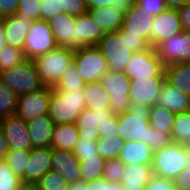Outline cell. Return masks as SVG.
<instances>
[{
  "mask_svg": "<svg viewBox=\"0 0 190 190\" xmlns=\"http://www.w3.org/2000/svg\"><path fill=\"white\" fill-rule=\"evenodd\" d=\"M9 152L8 143L6 141L3 130L0 127V160L4 159Z\"/></svg>",
  "mask_w": 190,
  "mask_h": 190,
  "instance_id": "obj_55",
  "label": "cell"
},
{
  "mask_svg": "<svg viewBox=\"0 0 190 190\" xmlns=\"http://www.w3.org/2000/svg\"><path fill=\"white\" fill-rule=\"evenodd\" d=\"M57 46L48 21L39 19L35 20L28 30L23 51L26 59L33 60Z\"/></svg>",
  "mask_w": 190,
  "mask_h": 190,
  "instance_id": "obj_10",
  "label": "cell"
},
{
  "mask_svg": "<svg viewBox=\"0 0 190 190\" xmlns=\"http://www.w3.org/2000/svg\"><path fill=\"white\" fill-rule=\"evenodd\" d=\"M105 32L93 21L87 11L76 17V49L86 46H97Z\"/></svg>",
  "mask_w": 190,
  "mask_h": 190,
  "instance_id": "obj_21",
  "label": "cell"
},
{
  "mask_svg": "<svg viewBox=\"0 0 190 190\" xmlns=\"http://www.w3.org/2000/svg\"><path fill=\"white\" fill-rule=\"evenodd\" d=\"M80 176L85 182H91L97 178L103 177V169L106 160L100 155L90 157H80Z\"/></svg>",
  "mask_w": 190,
  "mask_h": 190,
  "instance_id": "obj_31",
  "label": "cell"
},
{
  "mask_svg": "<svg viewBox=\"0 0 190 190\" xmlns=\"http://www.w3.org/2000/svg\"><path fill=\"white\" fill-rule=\"evenodd\" d=\"M63 13L60 0H42L40 20L48 21L57 14Z\"/></svg>",
  "mask_w": 190,
  "mask_h": 190,
  "instance_id": "obj_46",
  "label": "cell"
},
{
  "mask_svg": "<svg viewBox=\"0 0 190 190\" xmlns=\"http://www.w3.org/2000/svg\"><path fill=\"white\" fill-rule=\"evenodd\" d=\"M79 139L76 123L55 124L51 147L58 150L72 151Z\"/></svg>",
  "mask_w": 190,
  "mask_h": 190,
  "instance_id": "obj_28",
  "label": "cell"
},
{
  "mask_svg": "<svg viewBox=\"0 0 190 190\" xmlns=\"http://www.w3.org/2000/svg\"><path fill=\"white\" fill-rule=\"evenodd\" d=\"M52 171L59 173L67 183L80 180V163L72 151L52 148Z\"/></svg>",
  "mask_w": 190,
  "mask_h": 190,
  "instance_id": "obj_20",
  "label": "cell"
},
{
  "mask_svg": "<svg viewBox=\"0 0 190 190\" xmlns=\"http://www.w3.org/2000/svg\"><path fill=\"white\" fill-rule=\"evenodd\" d=\"M118 159L126 164L152 165L153 151L141 141H125Z\"/></svg>",
  "mask_w": 190,
  "mask_h": 190,
  "instance_id": "obj_26",
  "label": "cell"
},
{
  "mask_svg": "<svg viewBox=\"0 0 190 190\" xmlns=\"http://www.w3.org/2000/svg\"><path fill=\"white\" fill-rule=\"evenodd\" d=\"M50 99V87H43L40 90L22 94L18 96L14 114L26 122L38 116L48 115Z\"/></svg>",
  "mask_w": 190,
  "mask_h": 190,
  "instance_id": "obj_12",
  "label": "cell"
},
{
  "mask_svg": "<svg viewBox=\"0 0 190 190\" xmlns=\"http://www.w3.org/2000/svg\"><path fill=\"white\" fill-rule=\"evenodd\" d=\"M165 82V77H148L143 79H130V102L153 106Z\"/></svg>",
  "mask_w": 190,
  "mask_h": 190,
  "instance_id": "obj_14",
  "label": "cell"
},
{
  "mask_svg": "<svg viewBox=\"0 0 190 190\" xmlns=\"http://www.w3.org/2000/svg\"><path fill=\"white\" fill-rule=\"evenodd\" d=\"M154 16L136 2L131 5L123 17L122 28L129 34L139 35L150 44V26Z\"/></svg>",
  "mask_w": 190,
  "mask_h": 190,
  "instance_id": "obj_18",
  "label": "cell"
},
{
  "mask_svg": "<svg viewBox=\"0 0 190 190\" xmlns=\"http://www.w3.org/2000/svg\"><path fill=\"white\" fill-rule=\"evenodd\" d=\"M93 21L105 32H117L122 28L123 15L116 12L112 6L87 9Z\"/></svg>",
  "mask_w": 190,
  "mask_h": 190,
  "instance_id": "obj_27",
  "label": "cell"
},
{
  "mask_svg": "<svg viewBox=\"0 0 190 190\" xmlns=\"http://www.w3.org/2000/svg\"><path fill=\"white\" fill-rule=\"evenodd\" d=\"M124 163L119 159L107 160L103 169V178L109 182H121L124 170Z\"/></svg>",
  "mask_w": 190,
  "mask_h": 190,
  "instance_id": "obj_41",
  "label": "cell"
},
{
  "mask_svg": "<svg viewBox=\"0 0 190 190\" xmlns=\"http://www.w3.org/2000/svg\"><path fill=\"white\" fill-rule=\"evenodd\" d=\"M74 59V49L57 46L55 49L33 59L40 82L53 88Z\"/></svg>",
  "mask_w": 190,
  "mask_h": 190,
  "instance_id": "obj_3",
  "label": "cell"
},
{
  "mask_svg": "<svg viewBox=\"0 0 190 190\" xmlns=\"http://www.w3.org/2000/svg\"><path fill=\"white\" fill-rule=\"evenodd\" d=\"M136 3L153 16H157L167 8L164 0H136Z\"/></svg>",
  "mask_w": 190,
  "mask_h": 190,
  "instance_id": "obj_50",
  "label": "cell"
},
{
  "mask_svg": "<svg viewBox=\"0 0 190 190\" xmlns=\"http://www.w3.org/2000/svg\"><path fill=\"white\" fill-rule=\"evenodd\" d=\"M166 7L171 9L182 8L185 4L190 2V0H164Z\"/></svg>",
  "mask_w": 190,
  "mask_h": 190,
  "instance_id": "obj_56",
  "label": "cell"
},
{
  "mask_svg": "<svg viewBox=\"0 0 190 190\" xmlns=\"http://www.w3.org/2000/svg\"><path fill=\"white\" fill-rule=\"evenodd\" d=\"M30 150H9L5 156L13 172L22 180L24 184V171L29 158Z\"/></svg>",
  "mask_w": 190,
  "mask_h": 190,
  "instance_id": "obj_37",
  "label": "cell"
},
{
  "mask_svg": "<svg viewBox=\"0 0 190 190\" xmlns=\"http://www.w3.org/2000/svg\"><path fill=\"white\" fill-rule=\"evenodd\" d=\"M86 109H110V95L99 82L86 83L83 87Z\"/></svg>",
  "mask_w": 190,
  "mask_h": 190,
  "instance_id": "obj_30",
  "label": "cell"
},
{
  "mask_svg": "<svg viewBox=\"0 0 190 190\" xmlns=\"http://www.w3.org/2000/svg\"><path fill=\"white\" fill-rule=\"evenodd\" d=\"M165 66L159 59L156 48L150 47L142 52L133 53L124 73L130 79L165 77Z\"/></svg>",
  "mask_w": 190,
  "mask_h": 190,
  "instance_id": "obj_8",
  "label": "cell"
},
{
  "mask_svg": "<svg viewBox=\"0 0 190 190\" xmlns=\"http://www.w3.org/2000/svg\"><path fill=\"white\" fill-rule=\"evenodd\" d=\"M17 101L18 95L0 81V121L15 113Z\"/></svg>",
  "mask_w": 190,
  "mask_h": 190,
  "instance_id": "obj_36",
  "label": "cell"
},
{
  "mask_svg": "<svg viewBox=\"0 0 190 190\" xmlns=\"http://www.w3.org/2000/svg\"><path fill=\"white\" fill-rule=\"evenodd\" d=\"M156 51L164 66L190 62V32L182 31L161 42Z\"/></svg>",
  "mask_w": 190,
  "mask_h": 190,
  "instance_id": "obj_11",
  "label": "cell"
},
{
  "mask_svg": "<svg viewBox=\"0 0 190 190\" xmlns=\"http://www.w3.org/2000/svg\"><path fill=\"white\" fill-rule=\"evenodd\" d=\"M61 8H63V12L78 17L87 12L86 5L83 0H60Z\"/></svg>",
  "mask_w": 190,
  "mask_h": 190,
  "instance_id": "obj_48",
  "label": "cell"
},
{
  "mask_svg": "<svg viewBox=\"0 0 190 190\" xmlns=\"http://www.w3.org/2000/svg\"><path fill=\"white\" fill-rule=\"evenodd\" d=\"M19 0H0V19L17 13Z\"/></svg>",
  "mask_w": 190,
  "mask_h": 190,
  "instance_id": "obj_51",
  "label": "cell"
},
{
  "mask_svg": "<svg viewBox=\"0 0 190 190\" xmlns=\"http://www.w3.org/2000/svg\"><path fill=\"white\" fill-rule=\"evenodd\" d=\"M165 81L190 97V64L175 63L165 67Z\"/></svg>",
  "mask_w": 190,
  "mask_h": 190,
  "instance_id": "obj_29",
  "label": "cell"
},
{
  "mask_svg": "<svg viewBox=\"0 0 190 190\" xmlns=\"http://www.w3.org/2000/svg\"><path fill=\"white\" fill-rule=\"evenodd\" d=\"M25 60L26 57L23 50L6 45L0 51V72L14 67Z\"/></svg>",
  "mask_w": 190,
  "mask_h": 190,
  "instance_id": "obj_40",
  "label": "cell"
},
{
  "mask_svg": "<svg viewBox=\"0 0 190 190\" xmlns=\"http://www.w3.org/2000/svg\"><path fill=\"white\" fill-rule=\"evenodd\" d=\"M97 47L104 55L109 71L124 72L133 54L125 42V36H120L118 31L105 33Z\"/></svg>",
  "mask_w": 190,
  "mask_h": 190,
  "instance_id": "obj_9",
  "label": "cell"
},
{
  "mask_svg": "<svg viewBox=\"0 0 190 190\" xmlns=\"http://www.w3.org/2000/svg\"><path fill=\"white\" fill-rule=\"evenodd\" d=\"M118 120L117 115L112 114L110 117H107L105 121L98 125V137H103L106 135H118Z\"/></svg>",
  "mask_w": 190,
  "mask_h": 190,
  "instance_id": "obj_49",
  "label": "cell"
},
{
  "mask_svg": "<svg viewBox=\"0 0 190 190\" xmlns=\"http://www.w3.org/2000/svg\"><path fill=\"white\" fill-rule=\"evenodd\" d=\"M73 61L85 83L99 82L103 75L109 71L108 63L97 46L75 49Z\"/></svg>",
  "mask_w": 190,
  "mask_h": 190,
  "instance_id": "obj_5",
  "label": "cell"
},
{
  "mask_svg": "<svg viewBox=\"0 0 190 190\" xmlns=\"http://www.w3.org/2000/svg\"><path fill=\"white\" fill-rule=\"evenodd\" d=\"M125 141L118 135H106L98 137L97 151L98 154L107 160L118 159V156L123 149Z\"/></svg>",
  "mask_w": 190,
  "mask_h": 190,
  "instance_id": "obj_34",
  "label": "cell"
},
{
  "mask_svg": "<svg viewBox=\"0 0 190 190\" xmlns=\"http://www.w3.org/2000/svg\"><path fill=\"white\" fill-rule=\"evenodd\" d=\"M150 28V46L156 48L169 37L182 32V25L178 9L166 8L157 16Z\"/></svg>",
  "mask_w": 190,
  "mask_h": 190,
  "instance_id": "obj_13",
  "label": "cell"
},
{
  "mask_svg": "<svg viewBox=\"0 0 190 190\" xmlns=\"http://www.w3.org/2000/svg\"><path fill=\"white\" fill-rule=\"evenodd\" d=\"M49 171H52V147L31 149L24 171V185H34Z\"/></svg>",
  "mask_w": 190,
  "mask_h": 190,
  "instance_id": "obj_16",
  "label": "cell"
},
{
  "mask_svg": "<svg viewBox=\"0 0 190 190\" xmlns=\"http://www.w3.org/2000/svg\"><path fill=\"white\" fill-rule=\"evenodd\" d=\"M185 147L172 142L153 152L152 172L158 176L174 180L186 167Z\"/></svg>",
  "mask_w": 190,
  "mask_h": 190,
  "instance_id": "obj_6",
  "label": "cell"
},
{
  "mask_svg": "<svg viewBox=\"0 0 190 190\" xmlns=\"http://www.w3.org/2000/svg\"><path fill=\"white\" fill-rule=\"evenodd\" d=\"M105 91L110 95V109L113 114L120 115L128 111L131 104L130 78L124 72L108 71L100 79Z\"/></svg>",
  "mask_w": 190,
  "mask_h": 190,
  "instance_id": "obj_7",
  "label": "cell"
},
{
  "mask_svg": "<svg viewBox=\"0 0 190 190\" xmlns=\"http://www.w3.org/2000/svg\"><path fill=\"white\" fill-rule=\"evenodd\" d=\"M173 181L177 190H190V167H185Z\"/></svg>",
  "mask_w": 190,
  "mask_h": 190,
  "instance_id": "obj_52",
  "label": "cell"
},
{
  "mask_svg": "<svg viewBox=\"0 0 190 190\" xmlns=\"http://www.w3.org/2000/svg\"><path fill=\"white\" fill-rule=\"evenodd\" d=\"M7 45L4 37L2 21L0 20V51Z\"/></svg>",
  "mask_w": 190,
  "mask_h": 190,
  "instance_id": "obj_59",
  "label": "cell"
},
{
  "mask_svg": "<svg viewBox=\"0 0 190 190\" xmlns=\"http://www.w3.org/2000/svg\"><path fill=\"white\" fill-rule=\"evenodd\" d=\"M72 152L77 159L99 155L97 151V140H88L86 137H79Z\"/></svg>",
  "mask_w": 190,
  "mask_h": 190,
  "instance_id": "obj_42",
  "label": "cell"
},
{
  "mask_svg": "<svg viewBox=\"0 0 190 190\" xmlns=\"http://www.w3.org/2000/svg\"><path fill=\"white\" fill-rule=\"evenodd\" d=\"M83 2L87 6L89 3H95V0H83Z\"/></svg>",
  "mask_w": 190,
  "mask_h": 190,
  "instance_id": "obj_62",
  "label": "cell"
},
{
  "mask_svg": "<svg viewBox=\"0 0 190 190\" xmlns=\"http://www.w3.org/2000/svg\"><path fill=\"white\" fill-rule=\"evenodd\" d=\"M85 190H104V178L100 177L91 182H86Z\"/></svg>",
  "mask_w": 190,
  "mask_h": 190,
  "instance_id": "obj_54",
  "label": "cell"
},
{
  "mask_svg": "<svg viewBox=\"0 0 190 190\" xmlns=\"http://www.w3.org/2000/svg\"><path fill=\"white\" fill-rule=\"evenodd\" d=\"M105 6H112L116 12L125 16L131 4L125 0H95V3H89L86 8L96 9Z\"/></svg>",
  "mask_w": 190,
  "mask_h": 190,
  "instance_id": "obj_45",
  "label": "cell"
},
{
  "mask_svg": "<svg viewBox=\"0 0 190 190\" xmlns=\"http://www.w3.org/2000/svg\"><path fill=\"white\" fill-rule=\"evenodd\" d=\"M0 81L18 96L42 89L36 66L33 60L24 62L0 72Z\"/></svg>",
  "mask_w": 190,
  "mask_h": 190,
  "instance_id": "obj_4",
  "label": "cell"
},
{
  "mask_svg": "<svg viewBox=\"0 0 190 190\" xmlns=\"http://www.w3.org/2000/svg\"><path fill=\"white\" fill-rule=\"evenodd\" d=\"M9 150H31V144L26 121L16 114L9 115L0 121Z\"/></svg>",
  "mask_w": 190,
  "mask_h": 190,
  "instance_id": "obj_15",
  "label": "cell"
},
{
  "mask_svg": "<svg viewBox=\"0 0 190 190\" xmlns=\"http://www.w3.org/2000/svg\"><path fill=\"white\" fill-rule=\"evenodd\" d=\"M185 157L187 159L185 165L186 167H190V148H185Z\"/></svg>",
  "mask_w": 190,
  "mask_h": 190,
  "instance_id": "obj_60",
  "label": "cell"
},
{
  "mask_svg": "<svg viewBox=\"0 0 190 190\" xmlns=\"http://www.w3.org/2000/svg\"><path fill=\"white\" fill-rule=\"evenodd\" d=\"M112 114L111 109H84L76 121L79 137H86L88 140H98V125H101Z\"/></svg>",
  "mask_w": 190,
  "mask_h": 190,
  "instance_id": "obj_22",
  "label": "cell"
},
{
  "mask_svg": "<svg viewBox=\"0 0 190 190\" xmlns=\"http://www.w3.org/2000/svg\"><path fill=\"white\" fill-rule=\"evenodd\" d=\"M22 180L13 172L5 159L0 160V190H21Z\"/></svg>",
  "mask_w": 190,
  "mask_h": 190,
  "instance_id": "obj_38",
  "label": "cell"
},
{
  "mask_svg": "<svg viewBox=\"0 0 190 190\" xmlns=\"http://www.w3.org/2000/svg\"><path fill=\"white\" fill-rule=\"evenodd\" d=\"M145 190H177L172 179L152 174Z\"/></svg>",
  "mask_w": 190,
  "mask_h": 190,
  "instance_id": "obj_47",
  "label": "cell"
},
{
  "mask_svg": "<svg viewBox=\"0 0 190 190\" xmlns=\"http://www.w3.org/2000/svg\"><path fill=\"white\" fill-rule=\"evenodd\" d=\"M152 174V165L126 164L120 183L124 190H145Z\"/></svg>",
  "mask_w": 190,
  "mask_h": 190,
  "instance_id": "obj_25",
  "label": "cell"
},
{
  "mask_svg": "<svg viewBox=\"0 0 190 190\" xmlns=\"http://www.w3.org/2000/svg\"><path fill=\"white\" fill-rule=\"evenodd\" d=\"M26 123L33 148L51 147V140L55 124L48 117V115L35 117Z\"/></svg>",
  "mask_w": 190,
  "mask_h": 190,
  "instance_id": "obj_23",
  "label": "cell"
},
{
  "mask_svg": "<svg viewBox=\"0 0 190 190\" xmlns=\"http://www.w3.org/2000/svg\"><path fill=\"white\" fill-rule=\"evenodd\" d=\"M171 138L173 142L190 148V111L175 115Z\"/></svg>",
  "mask_w": 190,
  "mask_h": 190,
  "instance_id": "obj_33",
  "label": "cell"
},
{
  "mask_svg": "<svg viewBox=\"0 0 190 190\" xmlns=\"http://www.w3.org/2000/svg\"><path fill=\"white\" fill-rule=\"evenodd\" d=\"M149 114V106L131 103L128 111L117 115V133L124 141H141L156 152L173 141L169 133L157 130L149 124Z\"/></svg>",
  "mask_w": 190,
  "mask_h": 190,
  "instance_id": "obj_1",
  "label": "cell"
},
{
  "mask_svg": "<svg viewBox=\"0 0 190 190\" xmlns=\"http://www.w3.org/2000/svg\"><path fill=\"white\" fill-rule=\"evenodd\" d=\"M104 190H124L123 185L118 182H109L104 178Z\"/></svg>",
  "mask_w": 190,
  "mask_h": 190,
  "instance_id": "obj_57",
  "label": "cell"
},
{
  "mask_svg": "<svg viewBox=\"0 0 190 190\" xmlns=\"http://www.w3.org/2000/svg\"><path fill=\"white\" fill-rule=\"evenodd\" d=\"M120 36H125V42L128 45L129 50L133 53L142 52L150 48V44L139 35L129 34L128 31H125L123 28L118 30Z\"/></svg>",
  "mask_w": 190,
  "mask_h": 190,
  "instance_id": "obj_44",
  "label": "cell"
},
{
  "mask_svg": "<svg viewBox=\"0 0 190 190\" xmlns=\"http://www.w3.org/2000/svg\"><path fill=\"white\" fill-rule=\"evenodd\" d=\"M182 31L190 32V2L178 9Z\"/></svg>",
  "mask_w": 190,
  "mask_h": 190,
  "instance_id": "obj_53",
  "label": "cell"
},
{
  "mask_svg": "<svg viewBox=\"0 0 190 190\" xmlns=\"http://www.w3.org/2000/svg\"><path fill=\"white\" fill-rule=\"evenodd\" d=\"M48 23L58 46L76 49V17L63 12L48 20Z\"/></svg>",
  "mask_w": 190,
  "mask_h": 190,
  "instance_id": "obj_19",
  "label": "cell"
},
{
  "mask_svg": "<svg viewBox=\"0 0 190 190\" xmlns=\"http://www.w3.org/2000/svg\"><path fill=\"white\" fill-rule=\"evenodd\" d=\"M2 21L4 37L7 45L23 50L26 35L34 20L25 15L15 13L0 19Z\"/></svg>",
  "mask_w": 190,
  "mask_h": 190,
  "instance_id": "obj_17",
  "label": "cell"
},
{
  "mask_svg": "<svg viewBox=\"0 0 190 190\" xmlns=\"http://www.w3.org/2000/svg\"><path fill=\"white\" fill-rule=\"evenodd\" d=\"M42 0H19L17 13L32 20H39L41 16Z\"/></svg>",
  "mask_w": 190,
  "mask_h": 190,
  "instance_id": "obj_43",
  "label": "cell"
},
{
  "mask_svg": "<svg viewBox=\"0 0 190 190\" xmlns=\"http://www.w3.org/2000/svg\"><path fill=\"white\" fill-rule=\"evenodd\" d=\"M84 109H86V101L83 89L58 91L51 88L48 117L54 124L76 123Z\"/></svg>",
  "mask_w": 190,
  "mask_h": 190,
  "instance_id": "obj_2",
  "label": "cell"
},
{
  "mask_svg": "<svg viewBox=\"0 0 190 190\" xmlns=\"http://www.w3.org/2000/svg\"><path fill=\"white\" fill-rule=\"evenodd\" d=\"M125 1H128L131 5L136 2V0H125Z\"/></svg>",
  "mask_w": 190,
  "mask_h": 190,
  "instance_id": "obj_63",
  "label": "cell"
},
{
  "mask_svg": "<svg viewBox=\"0 0 190 190\" xmlns=\"http://www.w3.org/2000/svg\"><path fill=\"white\" fill-rule=\"evenodd\" d=\"M158 106L169 109L178 114L190 111V97L176 87L164 82L160 94L157 97Z\"/></svg>",
  "mask_w": 190,
  "mask_h": 190,
  "instance_id": "obj_24",
  "label": "cell"
},
{
  "mask_svg": "<svg viewBox=\"0 0 190 190\" xmlns=\"http://www.w3.org/2000/svg\"><path fill=\"white\" fill-rule=\"evenodd\" d=\"M34 186L38 190H69L66 180L59 173L53 171L43 175Z\"/></svg>",
  "mask_w": 190,
  "mask_h": 190,
  "instance_id": "obj_39",
  "label": "cell"
},
{
  "mask_svg": "<svg viewBox=\"0 0 190 190\" xmlns=\"http://www.w3.org/2000/svg\"><path fill=\"white\" fill-rule=\"evenodd\" d=\"M85 82L79 74L76 63L73 61L65 74L60 78L58 83L53 87L58 91H72L77 89H83Z\"/></svg>",
  "mask_w": 190,
  "mask_h": 190,
  "instance_id": "obj_35",
  "label": "cell"
},
{
  "mask_svg": "<svg viewBox=\"0 0 190 190\" xmlns=\"http://www.w3.org/2000/svg\"><path fill=\"white\" fill-rule=\"evenodd\" d=\"M21 190H38L34 185H24Z\"/></svg>",
  "mask_w": 190,
  "mask_h": 190,
  "instance_id": "obj_61",
  "label": "cell"
},
{
  "mask_svg": "<svg viewBox=\"0 0 190 190\" xmlns=\"http://www.w3.org/2000/svg\"><path fill=\"white\" fill-rule=\"evenodd\" d=\"M175 115L169 109L154 104L150 107L149 124L153 128L171 135Z\"/></svg>",
  "mask_w": 190,
  "mask_h": 190,
  "instance_id": "obj_32",
  "label": "cell"
},
{
  "mask_svg": "<svg viewBox=\"0 0 190 190\" xmlns=\"http://www.w3.org/2000/svg\"><path fill=\"white\" fill-rule=\"evenodd\" d=\"M69 190H85L86 182L82 179L68 183Z\"/></svg>",
  "mask_w": 190,
  "mask_h": 190,
  "instance_id": "obj_58",
  "label": "cell"
}]
</instances>
